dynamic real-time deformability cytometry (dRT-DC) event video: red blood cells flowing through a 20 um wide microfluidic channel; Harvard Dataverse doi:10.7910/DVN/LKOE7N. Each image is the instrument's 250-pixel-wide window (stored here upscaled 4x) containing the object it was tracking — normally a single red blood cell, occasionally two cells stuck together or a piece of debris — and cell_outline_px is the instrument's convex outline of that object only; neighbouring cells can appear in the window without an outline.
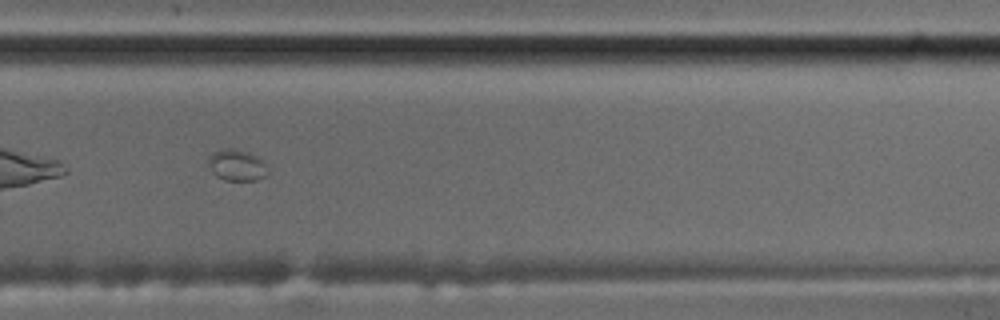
{"species": "common noctule bat (a hibernating species)", "species_latin": "Nyctalus noctula", "temperature_condition": "cold", "stored_images_in_passage": 40, "camera_frame_rate_fps": 3000, "um_per_image_px": 0.085, "animal": {"sex": "male", "body_mass_g": 17.5, "forearm_length_mm": 52.3}, "frame": {"image": 1, "passage_image": 23, "time_ms": 7.333, "image_size_px": [1000, 320], "cell_outline_px": [[268, 172], [264, 176], [256, 180], [224, 180], [216, 176], [212, 172], [208, 164], [208, 156], [212, 152], [224, 148], [232, 148], [248, 152], [264, 160]], "centroid_in_image_um": [20.1, 14.03], "position_along_channel_um": 309.7, "area_um2": 10.92}}